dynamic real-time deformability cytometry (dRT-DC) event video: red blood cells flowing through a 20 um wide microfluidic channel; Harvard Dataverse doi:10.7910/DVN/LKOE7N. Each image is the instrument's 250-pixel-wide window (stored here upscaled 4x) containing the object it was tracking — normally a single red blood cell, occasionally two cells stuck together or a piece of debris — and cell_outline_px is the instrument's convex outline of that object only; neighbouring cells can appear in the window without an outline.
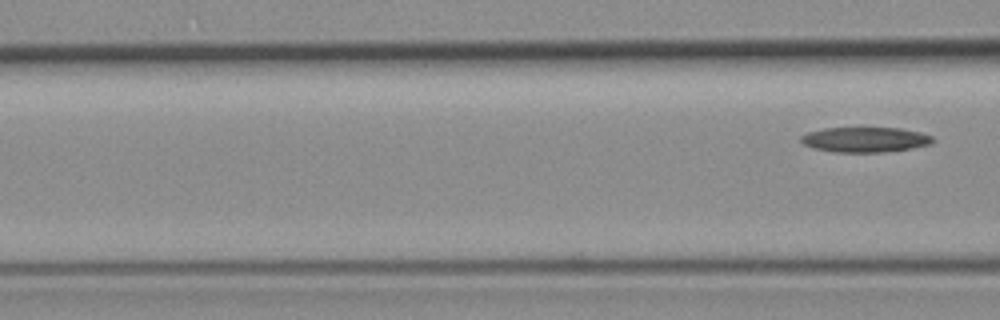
{"species": "common noctule bat (a hibernating species)", "species_latin": "Nyctalus noctula", "temperature_condition": "room temperature", "stored_images_in_passage": 3, "segment_of_instrument_passage": [2, 2], "camera_frame_rate_fps": 3000, "um_per_image_px": 0.085, "animal": {"sex": "female", "body_mass_g": 19.3, "forearm_length_mm": 54.1}, "frame": {"image": 1, "passage_image": 3, "time_ms": 3.0, "image_size_px": [1000, 320], "cell_outline_px": [[936, 140], [932, 144], [912, 148], [880, 152], [832, 152], [816, 148], [804, 144], [800, 140], [800, 136], [808, 132], [824, 128], [900, 128], [920, 132], [932, 136]], "centroid_in_image_um": [73.56, 11.86], "position_along_channel_um": 93.0, "area_um2": 19.25}}